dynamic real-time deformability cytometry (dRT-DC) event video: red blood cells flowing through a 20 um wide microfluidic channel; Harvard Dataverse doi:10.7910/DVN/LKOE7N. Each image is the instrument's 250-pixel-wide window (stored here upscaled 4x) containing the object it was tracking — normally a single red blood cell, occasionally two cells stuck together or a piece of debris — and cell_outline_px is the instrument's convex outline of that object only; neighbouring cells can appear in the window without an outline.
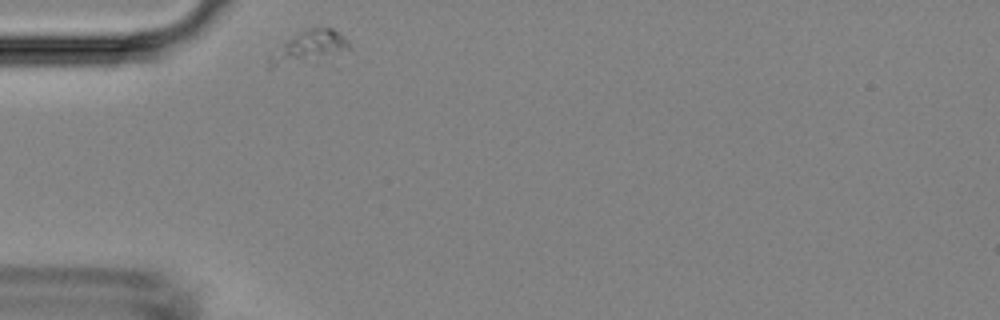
{"species": "Egyptian fruit bat (a non-hibernating species)", "species_latin": "Rousettus aegyptiacus", "temperature_condition": "room temperature", "stored_images_in_passage": 1, "camera_frame_rate_fps": 3000, "um_per_image_px": 0.085, "animal": {"sex": "female"}, "frame": {"image": 1, "passage_image": 1, "time_ms": 0.0, "image_size_px": [1000, 320], "cell_outline_px": [[352, 44], [348, 48], [272, 68], [268, 68], [268, 56], [300, 32], [312, 28], [332, 28], [340, 32]], "centroid_in_image_um": [26.23, 3.94], "position_along_channel_um": 58.8, "area_um2": 13.29}}